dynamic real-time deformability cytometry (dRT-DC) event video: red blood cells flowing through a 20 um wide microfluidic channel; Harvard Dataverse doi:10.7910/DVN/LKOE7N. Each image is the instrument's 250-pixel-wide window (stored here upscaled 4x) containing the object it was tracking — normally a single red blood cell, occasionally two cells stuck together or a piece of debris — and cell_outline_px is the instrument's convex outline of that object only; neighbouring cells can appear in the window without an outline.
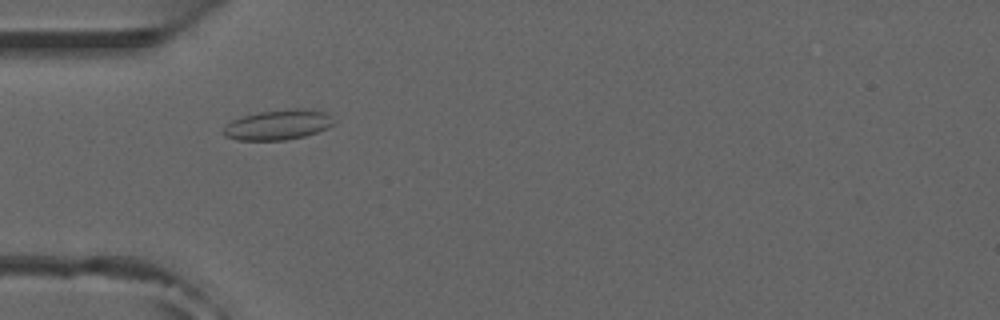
{"species": "common noctule bat (a hibernating species)", "species_latin": "Nyctalus noctula", "temperature_condition": "room temperature", "stored_images_in_passage": 52, "camera_frame_rate_fps": 3000, "um_per_image_px": 0.085, "animal": {"sex": "male", "forearm_length_mm": 52.5}, "frame": {"image": 1, "passage_image": 16, "time_ms": 5.0, "image_size_px": [1000, 320], "cell_outline_px": [[336, 124], [328, 128], [304, 136], [284, 140], [236, 140], [224, 136], [220, 132], [232, 120], [244, 116], [260, 112], [292, 108], [312, 108], [328, 112], [332, 116]], "centroid_in_image_um": [23.69, 10.59], "position_along_channel_um": 61.3, "area_um2": 19.65}}
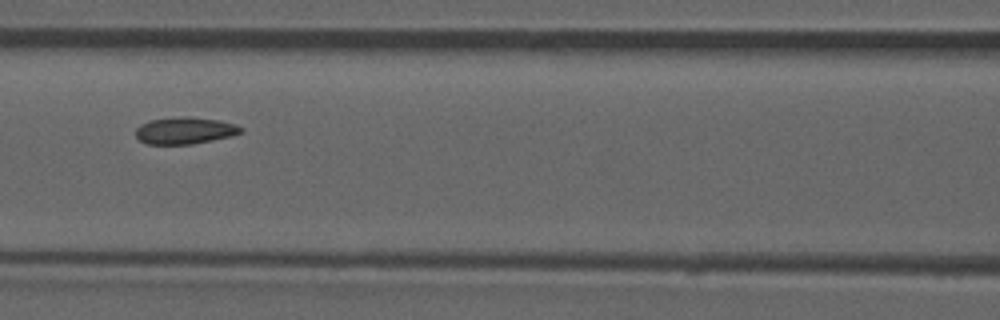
{"frame": {"image": 2, "passage_image": 23, "time_ms": 7.333, "image_size_px": [1000, 320], "cell_outline_px": [[244, 132], [232, 136], [192, 144], [144, 144], [136, 136], [136, 128], [140, 124], [152, 120], [220, 120], [236, 124], [244, 128]], "centroid_in_image_um": [15.75, 11.17], "position_along_channel_um": 150.8, "area_um2": 15.55}, "authors_computed_cell_mechanics": {"area_um2": 16.5597, "velocity_mm_per_s": 3.9196, "shape_relaxation_time_tau1_ms": null, "shape_relaxation_time_tau2_ms": 2.1681, "deformation_change_tau1": null, "deformation_change_tau2": 0.0749}}